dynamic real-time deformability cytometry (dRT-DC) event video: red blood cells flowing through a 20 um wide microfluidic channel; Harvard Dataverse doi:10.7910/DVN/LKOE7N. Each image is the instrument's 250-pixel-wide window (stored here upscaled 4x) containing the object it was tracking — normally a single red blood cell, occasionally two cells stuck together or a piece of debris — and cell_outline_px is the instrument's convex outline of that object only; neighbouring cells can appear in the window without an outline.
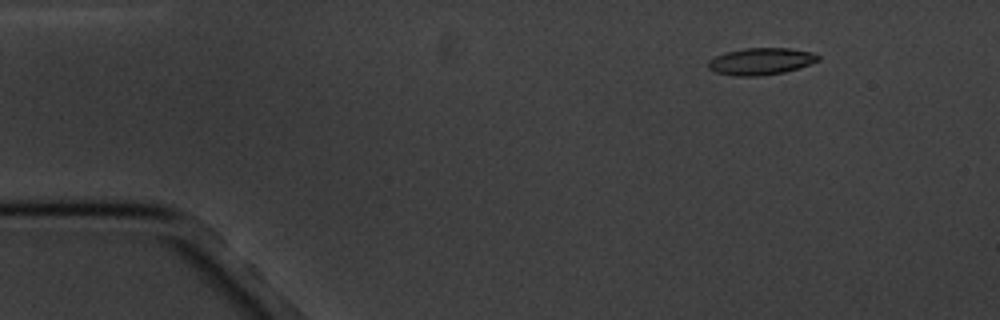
{"species": "common noctule bat (a hibernating species)", "species_latin": "Nyctalus noctula", "temperature_condition": "cold", "stored_images_in_passage": 3, "camera_frame_rate_fps": 3000, "um_per_image_px": 0.085, "animal": {"sex": "male", "body_mass_g": 20.1, "forearm_length_mm": 53.5}, "frame": {"image": 1, "passage_image": 1, "time_ms": 0.0, "image_size_px": [1000, 320], "cell_outline_px": [[820, 60], [784, 72], [756, 76], [736, 76], [716, 72], [708, 68], [708, 60], [724, 52], [744, 48], [788, 48], [812, 52], [820, 56]], "centroid_in_image_um": [64.65, 5.2], "position_along_channel_um": 20.4, "area_um2": 17.11}}
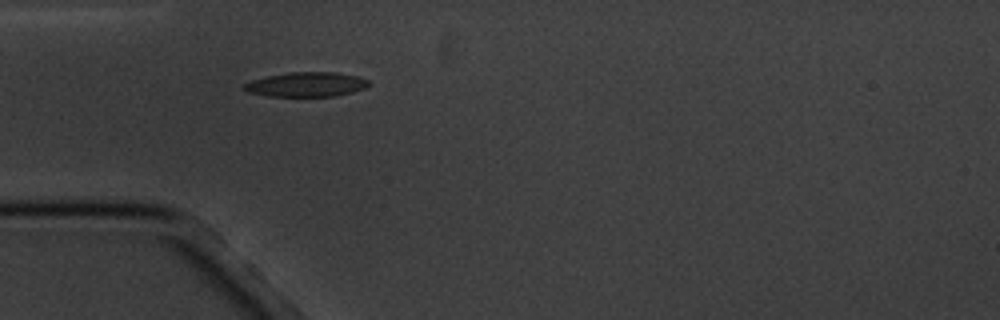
{"frame": {"image": 2, "passage_image": 3, "time_ms": 3.333, "image_size_px": [1000, 320], "cell_outline_px": [[372, 84], [364, 88], [352, 92], [332, 96], [268, 96], [248, 92], [240, 88], [244, 84], [252, 80], [268, 76], [288, 72], [336, 72], [356, 76], [368, 80]], "centroid_in_image_um": [26.02, 7.17], "position_along_channel_um": 59.0, "area_um2": 17.8}}